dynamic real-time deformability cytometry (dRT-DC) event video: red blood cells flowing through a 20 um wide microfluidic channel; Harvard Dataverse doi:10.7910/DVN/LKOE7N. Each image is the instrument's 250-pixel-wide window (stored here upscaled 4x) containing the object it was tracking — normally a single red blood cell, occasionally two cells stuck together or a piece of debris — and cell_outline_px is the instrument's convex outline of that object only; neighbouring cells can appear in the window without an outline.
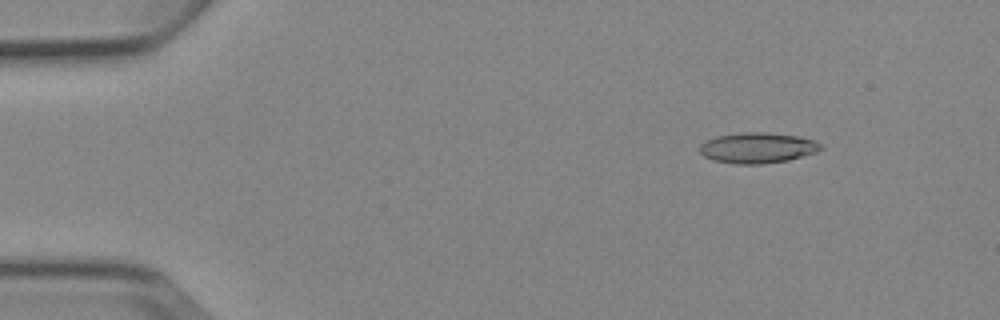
{"species": "Egyptian fruit bat (a non-hibernating species)", "species_latin": "Rousettus aegyptiacus", "temperature_condition": "cold", "stored_images_in_passage": 5, "camera_frame_rate_fps": 3000, "um_per_image_px": 0.085, "animal": {"sex": "female"}, "frame": {"image": 1, "passage_image": 2, "time_ms": 1.0, "image_size_px": [1000, 320], "cell_outline_px": [[824, 148], [816, 152], [788, 160], [760, 164], [736, 164], [712, 160], [704, 156], [700, 152], [700, 144], [716, 136], [744, 132], [764, 132], [796, 136], [816, 140]], "centroid_in_image_um": [64.39, 12.57], "position_along_channel_um": 20.6, "area_um2": 21.5}}
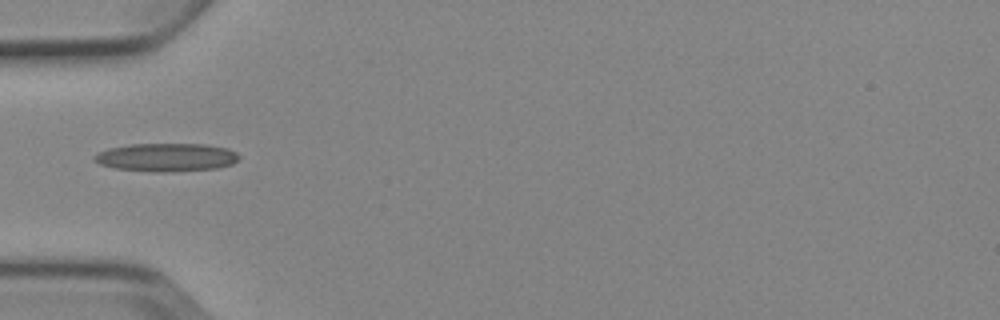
{"frame": {"image": 2, "passage_image": 5, "time_ms": 4.667, "image_size_px": [1000, 320], "cell_outline_px": [[240, 156], [232, 164], [216, 168], [172, 172], [156, 172], [116, 168], [100, 164], [92, 160], [92, 156], [96, 152], [108, 148], [132, 144], [208, 144], [228, 148], [236, 152]], "centroid_in_image_um": [14.12, 13.36], "position_along_channel_um": 70.9, "area_um2": 23.99}}